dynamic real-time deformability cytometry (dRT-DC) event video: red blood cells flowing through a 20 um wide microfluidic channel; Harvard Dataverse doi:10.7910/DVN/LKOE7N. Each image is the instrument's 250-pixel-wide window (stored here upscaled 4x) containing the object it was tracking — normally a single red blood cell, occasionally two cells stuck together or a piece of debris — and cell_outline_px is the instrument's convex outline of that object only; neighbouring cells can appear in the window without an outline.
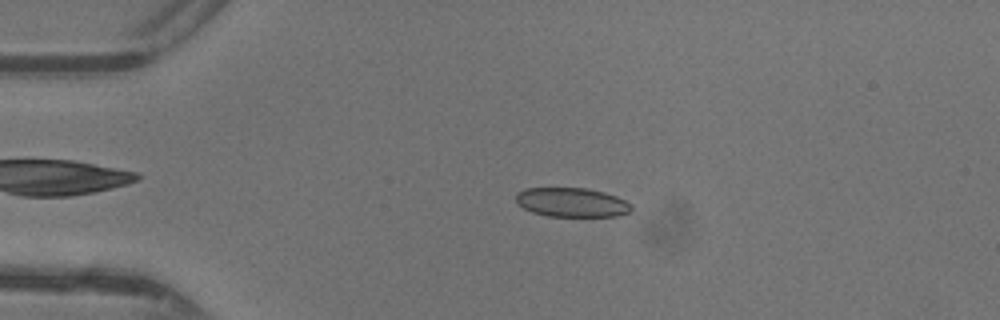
{"species": "common noctule bat (a hibernating species)", "species_latin": "Nyctalus noctula", "temperature_condition": "warm", "stored_images_in_passage": 36, "camera_frame_rate_fps": 3000, "um_per_image_px": 0.085, "animal": {"sex": "female"}, "frame": {"image": 1, "passage_image": 6, "time_ms": 1.667, "image_size_px": [1000, 320], "cell_outline_px": [[632, 208], [628, 212], [616, 216], [548, 216], [532, 212], [516, 204], [516, 192], [524, 188], [584, 188], [604, 192], [616, 196], [632, 204]], "centroid_in_image_um": [48.56, 17.19], "position_along_channel_um": 36.4, "area_um2": 19.65}}
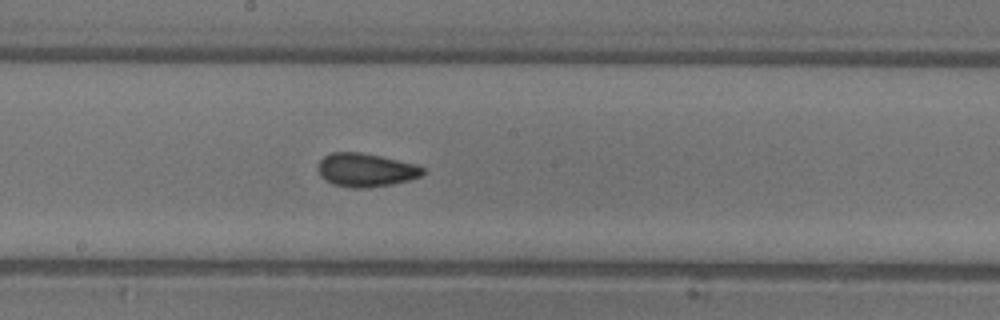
{"frame": {"image": 2, "passage_image": 21, "time_ms": 6.667, "image_size_px": [1000, 320], "cell_outline_px": [[424, 172], [420, 176], [408, 180], [392, 184], [368, 188], [352, 188], [332, 184], [324, 180], [320, 176], [316, 168], [316, 164], [324, 156], [332, 152], [360, 152], [420, 164], [424, 168]], "centroid_in_image_um": [31.06, 14.45], "position_along_channel_um": 217.1, "area_um2": 20.81}}
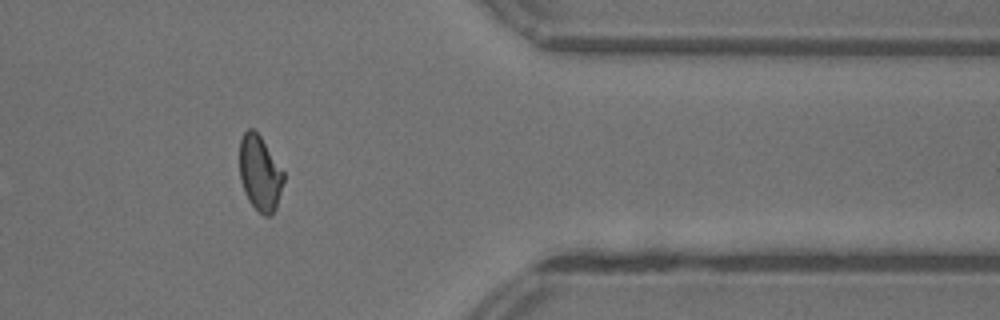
{"frame": {"image": 3, "passage_image": 34, "time_ms": 11.0, "image_size_px": [1000, 320], "cell_outline_px": [[284, 180], [276, 208], [268, 216], [264, 216], [248, 200], [244, 192], [240, 180], [240, 140], [244, 132], [248, 128], [252, 128], [260, 136], [284, 172]], "centroid_in_image_um": [22.08, 14.72], "position_along_channel_um": 389.3, "area_um2": 19.07}, "authors_computed_cell_mechanics": {"area_um2": 19.7965, "velocity_mm_per_s": 4.4159, "shape_relaxation_time_tau1_ms": null, "shape_relaxation_time_tau2_ms": 1.117, "deformation_change_tau1": null, "deformation_change_tau2": 0.0567}}